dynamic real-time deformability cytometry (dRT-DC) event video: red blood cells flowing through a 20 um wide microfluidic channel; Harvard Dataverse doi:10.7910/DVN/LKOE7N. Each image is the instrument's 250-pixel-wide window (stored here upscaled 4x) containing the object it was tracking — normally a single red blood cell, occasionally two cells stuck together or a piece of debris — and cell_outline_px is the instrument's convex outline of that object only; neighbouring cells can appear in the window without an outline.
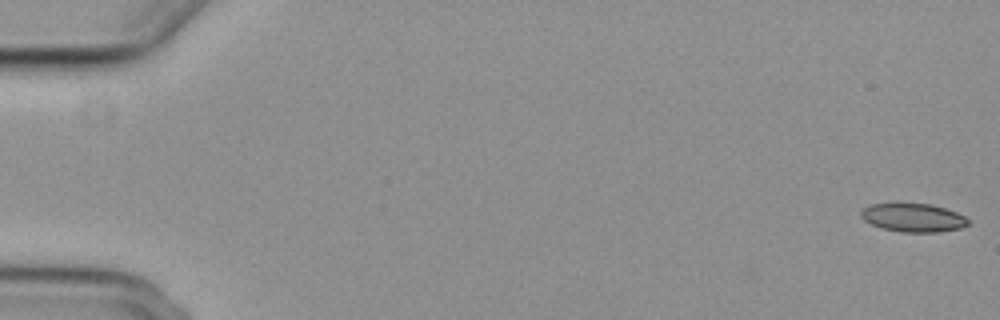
{"species": "common noctule bat (a hibernating species)", "species_latin": "Nyctalus noctula", "temperature_condition": "cold", "stored_images_in_passage": 11, "camera_frame_rate_fps": 3000, "um_per_image_px": 0.085, "animal": {"sex": "female", "body_mass_g": 29.2, "forearm_length_mm": 56.3}, "frame": {"image": 1, "passage_image": 1, "time_ms": 0.0, "image_size_px": [1000, 320], "cell_outline_px": [[968, 224], [960, 228], [936, 232], [900, 232], [880, 228], [864, 220], [860, 216], [860, 212], [868, 204], [896, 200], [932, 204], [956, 212], [964, 216], [968, 220]], "centroid_in_image_um": [77.53, 18.44], "position_along_channel_um": 7.5, "area_um2": 18.55}}
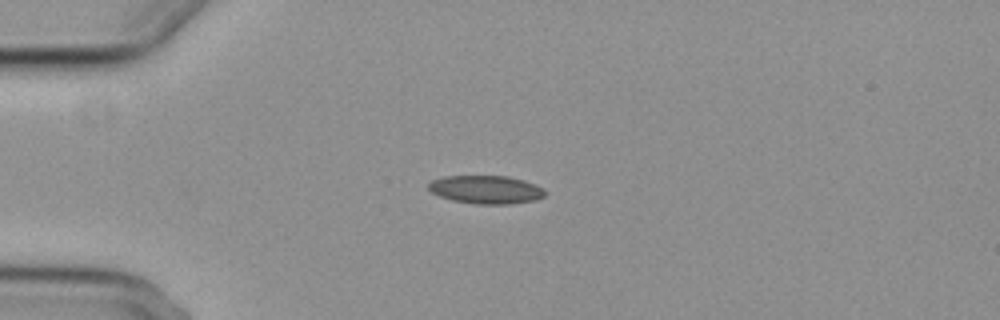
{"frame": {"image": 2, "passage_image": 4, "time_ms": 4.667, "image_size_px": [1000, 320], "cell_outline_px": [[544, 196], [536, 200], [508, 204], [476, 204], [452, 200], [440, 196], [432, 192], [428, 188], [428, 184], [432, 180], [444, 176], [508, 176], [524, 180], [536, 184], [544, 188]], "centroid_in_image_um": [41.32, 16.11], "position_along_channel_um": 43.7, "area_um2": 19.19}}
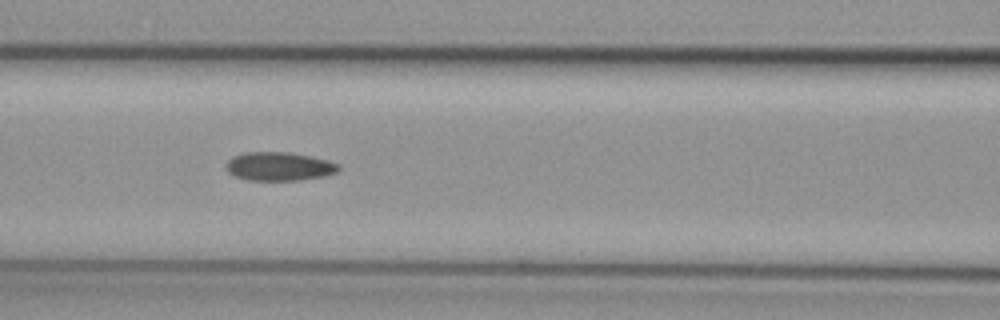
{"frame": {"image": 3, "passage_image": 7, "time_ms": 8.0, "image_size_px": [1000, 320], "cell_outline_px": [[340, 168], [336, 172], [324, 176], [300, 180], [248, 180], [236, 176], [228, 172], [224, 168], [228, 160], [232, 156], [244, 152], [292, 152], [328, 160], [340, 164]], "centroid_in_image_um": [23.72, 14.13], "position_along_channel_um": 142.9, "area_um2": 18.9}}